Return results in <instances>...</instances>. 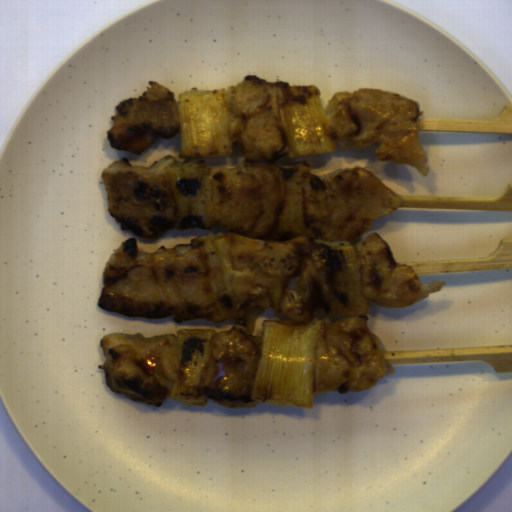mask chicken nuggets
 <instances>
[{
  "mask_svg": "<svg viewBox=\"0 0 512 512\" xmlns=\"http://www.w3.org/2000/svg\"><path fill=\"white\" fill-rule=\"evenodd\" d=\"M232 146L245 156L236 166L210 170L202 184L201 203L208 221L230 232L163 245L138 255L135 237L122 241L102 276L97 305L102 310L147 320L183 324L206 319L227 323L210 345L218 372L203 392L221 407L251 408L261 335L247 331L254 307L287 314L299 325L334 311L329 244L299 236L271 237L285 198L277 160L289 154L281 106L289 101L287 80L267 82L245 74L225 88Z\"/></svg>",
  "mask_w": 512,
  "mask_h": 512,
  "instance_id": "obj_1",
  "label": "chicken nuggets"
},
{
  "mask_svg": "<svg viewBox=\"0 0 512 512\" xmlns=\"http://www.w3.org/2000/svg\"><path fill=\"white\" fill-rule=\"evenodd\" d=\"M335 147L361 150L376 144L379 160L405 163L428 175V156L421 145V102L386 90L337 91L324 110Z\"/></svg>",
  "mask_w": 512,
  "mask_h": 512,
  "instance_id": "obj_2",
  "label": "chicken nuggets"
},
{
  "mask_svg": "<svg viewBox=\"0 0 512 512\" xmlns=\"http://www.w3.org/2000/svg\"><path fill=\"white\" fill-rule=\"evenodd\" d=\"M140 97L120 101L114 107L107 131L109 143L117 151L136 154L155 142L174 138L180 132L178 99L174 90L149 79Z\"/></svg>",
  "mask_w": 512,
  "mask_h": 512,
  "instance_id": "obj_7",
  "label": "chicken nuggets"
},
{
  "mask_svg": "<svg viewBox=\"0 0 512 512\" xmlns=\"http://www.w3.org/2000/svg\"><path fill=\"white\" fill-rule=\"evenodd\" d=\"M99 345L103 356L106 385L111 392L133 402L163 406L179 379L178 335L127 334L109 332Z\"/></svg>",
  "mask_w": 512,
  "mask_h": 512,
  "instance_id": "obj_5",
  "label": "chicken nuggets"
},
{
  "mask_svg": "<svg viewBox=\"0 0 512 512\" xmlns=\"http://www.w3.org/2000/svg\"><path fill=\"white\" fill-rule=\"evenodd\" d=\"M180 163L166 155L151 165H131L119 159L101 169L108 211L121 231H131L144 239H159L178 229L170 170Z\"/></svg>",
  "mask_w": 512,
  "mask_h": 512,
  "instance_id": "obj_4",
  "label": "chicken nuggets"
},
{
  "mask_svg": "<svg viewBox=\"0 0 512 512\" xmlns=\"http://www.w3.org/2000/svg\"><path fill=\"white\" fill-rule=\"evenodd\" d=\"M402 200L366 168L346 167L324 178L305 175L304 216L312 239L356 241Z\"/></svg>",
  "mask_w": 512,
  "mask_h": 512,
  "instance_id": "obj_3",
  "label": "chicken nuggets"
},
{
  "mask_svg": "<svg viewBox=\"0 0 512 512\" xmlns=\"http://www.w3.org/2000/svg\"><path fill=\"white\" fill-rule=\"evenodd\" d=\"M379 339L368 327V318L343 316L325 327L314 347L313 395L337 391L339 394L373 390L386 376V358Z\"/></svg>",
  "mask_w": 512,
  "mask_h": 512,
  "instance_id": "obj_6",
  "label": "chicken nuggets"
},
{
  "mask_svg": "<svg viewBox=\"0 0 512 512\" xmlns=\"http://www.w3.org/2000/svg\"><path fill=\"white\" fill-rule=\"evenodd\" d=\"M360 263L364 296L380 306L404 308L442 291L446 282L423 283L410 266L395 260L388 242L376 231L354 246Z\"/></svg>",
  "mask_w": 512,
  "mask_h": 512,
  "instance_id": "obj_8",
  "label": "chicken nuggets"
}]
</instances>
